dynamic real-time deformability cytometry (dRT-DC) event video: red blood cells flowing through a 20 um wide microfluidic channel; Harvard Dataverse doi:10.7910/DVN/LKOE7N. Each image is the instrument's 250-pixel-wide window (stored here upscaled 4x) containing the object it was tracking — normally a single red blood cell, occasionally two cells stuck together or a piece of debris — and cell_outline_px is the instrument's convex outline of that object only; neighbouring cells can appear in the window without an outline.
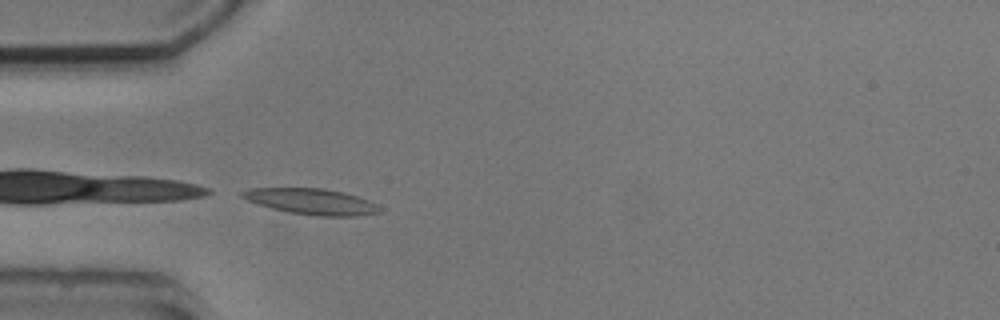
{"species": "common noctule bat (a hibernating species)", "species_latin": "Nyctalus noctula", "temperature_condition": "cold", "stored_images_in_passage": 3, "camera_frame_rate_fps": 3000, "um_per_image_px": 0.085, "animal": {"sex": "male", "body_mass_g": 20.5, "forearm_length_mm": 52.5}, "frame": {"image": 1, "passage_image": 3, "time_ms": 2.333, "image_size_px": [1000, 320], "cell_outline_px": [[384, 208], [380, 212], [356, 216], [316, 216], [288, 212], [272, 208], [248, 200], [240, 196], [240, 192], [252, 188], [324, 188], [344, 192], [368, 200]], "centroid_in_image_um": [26.51, 17.13], "position_along_channel_um": 58.5, "area_um2": 20.69}}